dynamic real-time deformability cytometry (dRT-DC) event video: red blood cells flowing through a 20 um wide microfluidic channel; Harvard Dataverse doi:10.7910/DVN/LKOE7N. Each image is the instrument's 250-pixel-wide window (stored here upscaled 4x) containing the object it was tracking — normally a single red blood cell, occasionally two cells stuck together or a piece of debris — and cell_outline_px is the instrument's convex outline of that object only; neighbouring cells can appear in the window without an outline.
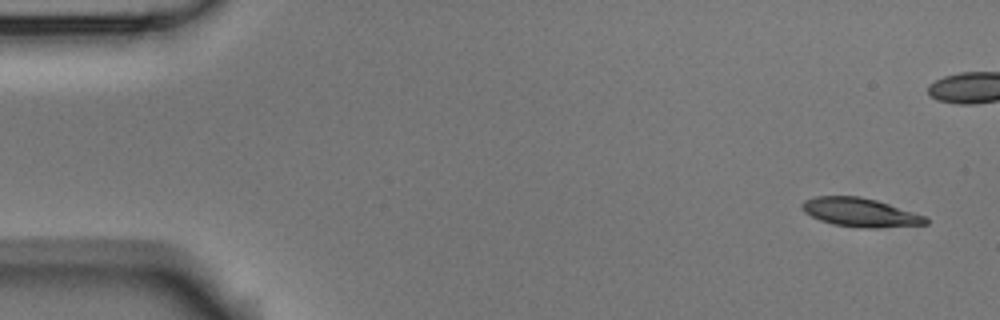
{"species": "Egyptian fruit bat (a non-hibernating species)", "species_latin": "Rousettus aegyptiacus", "temperature_condition": "room temperature", "stored_images_in_passage": 5, "camera_frame_rate_fps": 3000, "um_per_image_px": 0.085, "animal": {"sex": "male"}, "frame": {"image": 1, "passage_image": 1, "time_ms": 0.0, "image_size_px": [1000, 320], "cell_outline_px": [[928, 224], [876, 228], [860, 228], [832, 224], [820, 220], [804, 212], [800, 204], [804, 200], [816, 196], [860, 196], [876, 200], [928, 216]], "centroid_in_image_um": [73.13, 18.06], "position_along_channel_um": 11.9, "area_um2": 20.87}}
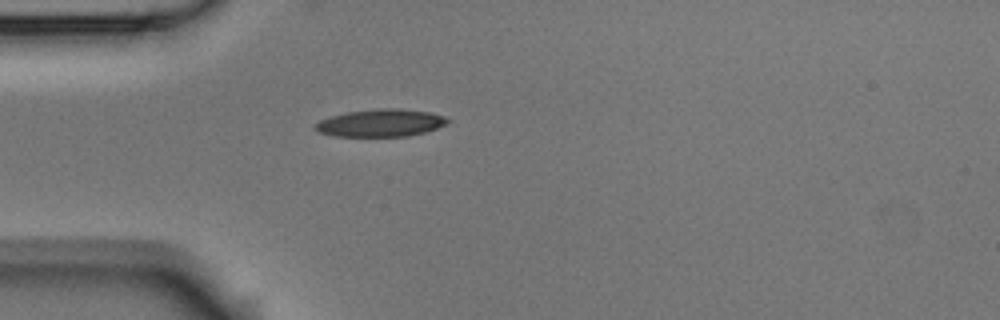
{"frame": {"image": 2, "passage_image": 5, "time_ms": 1.333, "image_size_px": [1000, 320], "cell_outline_px": [[452, 120], [448, 124], [424, 132], [408, 136], [336, 136], [320, 132], [312, 128], [320, 120], [332, 116], [348, 112], [376, 108], [400, 108], [432, 112], [444, 116]], "centroid_in_image_um": [32.42, 10.44], "position_along_channel_um": 52.6, "area_um2": 21.27}}